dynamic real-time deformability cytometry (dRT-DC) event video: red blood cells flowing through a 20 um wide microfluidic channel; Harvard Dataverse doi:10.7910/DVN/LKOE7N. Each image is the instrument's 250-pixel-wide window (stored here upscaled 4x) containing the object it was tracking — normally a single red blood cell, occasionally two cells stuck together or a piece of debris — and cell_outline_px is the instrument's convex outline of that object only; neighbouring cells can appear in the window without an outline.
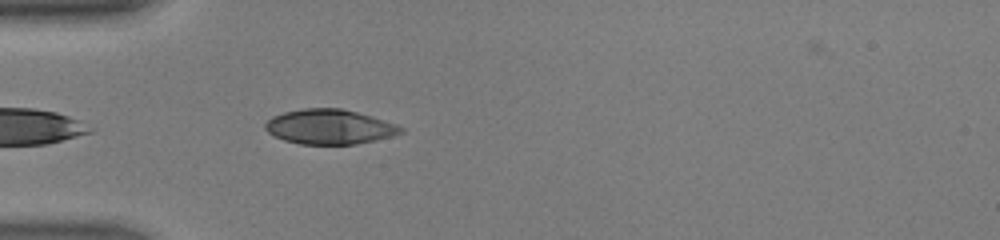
{"species": "human", "species_latin": "Homo sapiens", "temperature_condition": "warm", "stored_images_in_passage": 17, "camera_frame_rate_fps": 3000, "um_per_image_px": 0.085, "donor": {"sex": "male"}, "frame": {"image": 1, "passage_image": 2, "time_ms": 0.333, "image_size_px": [1000, 240], "cell_outline_px": [[404, 132], [392, 136], [376, 140], [356, 144], [300, 144], [284, 140], [272, 136], [264, 128], [264, 124], [272, 116], [284, 112], [304, 108], [340, 108], [372, 116], [396, 124], [404, 128]], "centroid_in_image_um": [27.99, 10.78], "position_along_channel_um": 57.0, "area_um2": 27.57}}
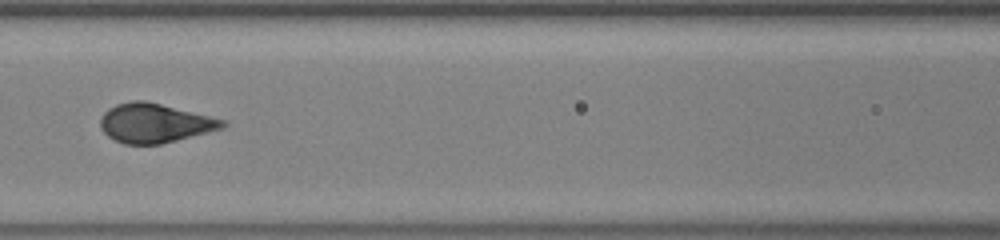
{"frame": {"image": 2, "passage_image": 9, "time_ms": 2.667, "image_size_px": [1000, 240], "cell_outline_px": [[228, 124], [224, 128], [160, 144], [124, 144], [108, 136], [100, 128], [100, 120], [104, 112], [108, 108], [116, 104], [132, 100], [144, 100], [228, 120]], "centroid_in_image_um": [13.16, 10.45], "position_along_channel_um": 153.4, "area_um2": 27.92}}
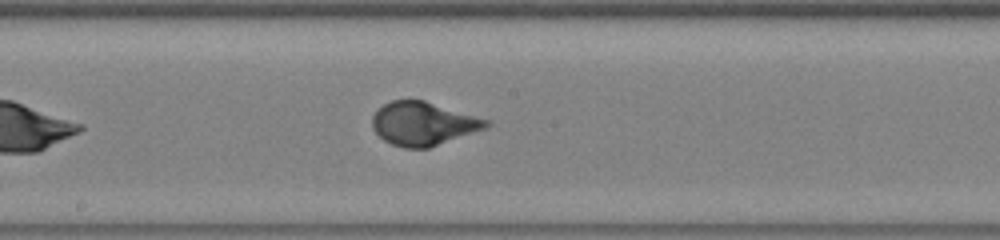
{"frame": {"image": 3, "passage_image": 13, "time_ms": 4.0, "image_size_px": [1000, 240], "cell_outline_px": [[492, 124], [488, 128], [428, 148], [404, 148], [392, 144], [384, 140], [372, 128], [372, 116], [384, 104], [392, 100], [424, 100], [492, 120]], "centroid_in_image_um": [36.03, 10.51], "position_along_channel_um": 212.2, "area_um2": 29.02}}